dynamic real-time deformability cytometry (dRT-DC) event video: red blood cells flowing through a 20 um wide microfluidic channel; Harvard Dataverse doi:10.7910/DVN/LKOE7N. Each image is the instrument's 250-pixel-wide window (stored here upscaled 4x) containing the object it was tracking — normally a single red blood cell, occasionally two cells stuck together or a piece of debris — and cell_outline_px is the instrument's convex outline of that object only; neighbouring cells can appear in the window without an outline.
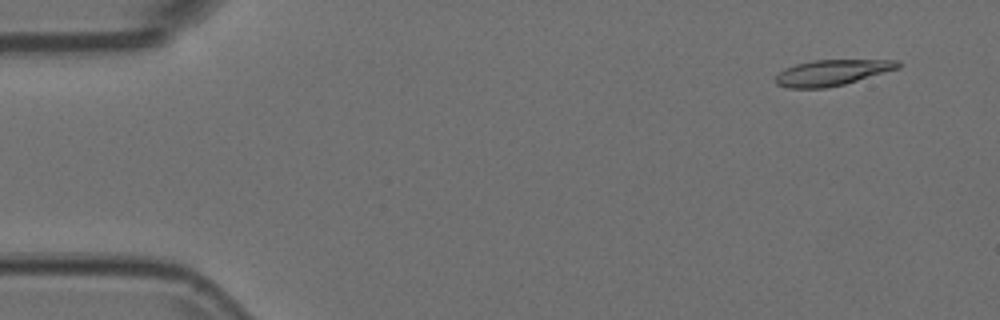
{"species": "Egyptian fruit bat (a non-hibernating species)", "species_latin": "Rousettus aegyptiacus", "temperature_condition": "room temperature", "stored_images_in_passage": 14, "camera_frame_rate_fps": 3000, "um_per_image_px": 0.085, "animal": {"sex": "female"}, "frame": {"image": 1, "passage_image": 4, "time_ms": 1.0, "image_size_px": [1000, 320], "cell_outline_px": [[900, 68], [844, 84], [824, 88], [788, 88], [776, 84], [776, 76], [784, 68], [796, 64], [812, 60], [900, 60]], "centroid_in_image_um": [70.72, 6.17], "position_along_channel_um": 14.3, "area_um2": 18.32}}